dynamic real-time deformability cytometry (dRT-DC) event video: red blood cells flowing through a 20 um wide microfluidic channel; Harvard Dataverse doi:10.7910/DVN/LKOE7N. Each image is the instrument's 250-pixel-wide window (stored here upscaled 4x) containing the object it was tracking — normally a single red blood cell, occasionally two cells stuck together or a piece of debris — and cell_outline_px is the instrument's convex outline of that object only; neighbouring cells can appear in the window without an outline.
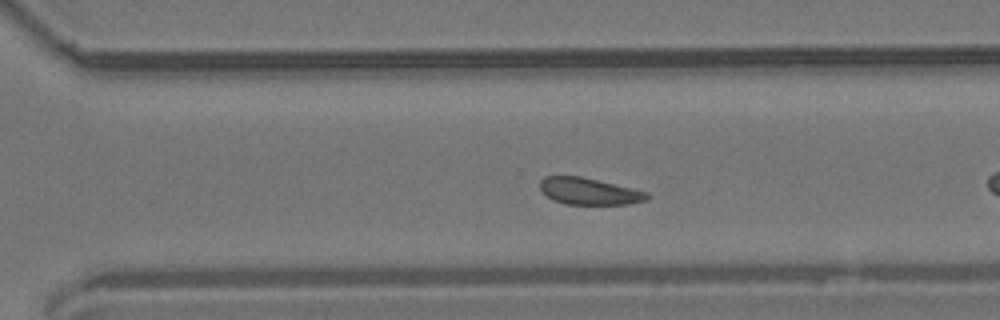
{"species": "common noctule bat (a hibernating species)", "species_latin": "Nyctalus noctula", "temperature_condition": "room temperature", "stored_images_in_passage": 33, "camera_frame_rate_fps": 3000, "um_per_image_px": 0.085, "animal": {"sex": "male", "body_mass_g": 19.2, "forearm_length_mm": 51.8}, "frame": {"image": 1, "passage_image": 23, "time_ms": 7.333, "image_size_px": [1000, 320], "cell_outline_px": [[648, 196], [644, 200], [628, 204], [564, 204], [552, 200], [540, 188], [540, 180], [544, 176], [580, 176], [648, 192]], "centroid_in_image_um": [50.02, 16.26], "position_along_channel_um": 320.6, "area_um2": 16.42}}